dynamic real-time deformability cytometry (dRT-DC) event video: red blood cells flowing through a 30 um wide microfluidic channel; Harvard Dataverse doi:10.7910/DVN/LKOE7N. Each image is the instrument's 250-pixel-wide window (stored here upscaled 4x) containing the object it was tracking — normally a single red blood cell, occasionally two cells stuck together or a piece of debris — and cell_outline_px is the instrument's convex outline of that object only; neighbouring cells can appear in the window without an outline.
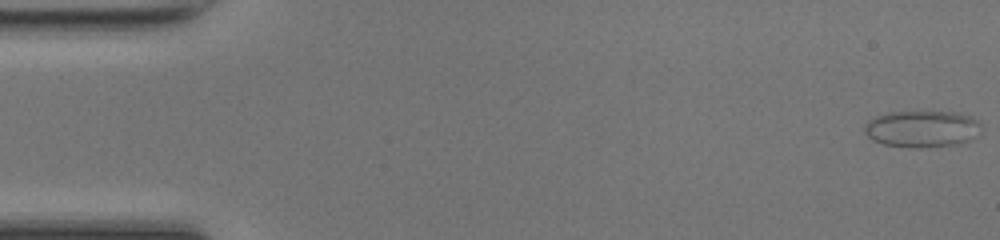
{"species": "common noctule bat (a hibernating species)", "species_latin": "Nyctalus noctula", "temperature_condition": "room temperature", "stored_images_in_passage": 48, "camera_frame_rate_fps": 3000, "um_per_image_px": 0.085, "animal": {"sex": "female", "body_mass_g": 17.0, "forearm_length_mm": 48.0}, "frame": {"image": 1, "passage_image": 1, "time_ms": 0.0, "image_size_px": [1000, 240], "cell_outline_px": [[980, 124], [976, 136], [968, 140], [956, 144], [916, 148], [884, 144], [872, 140], [864, 132], [864, 128], [868, 120], [876, 116], [888, 112], [956, 112], [972, 116]], "centroid_in_image_um": [78.34, 10.94], "position_along_channel_um": 6.7, "area_um2": 24.74}}
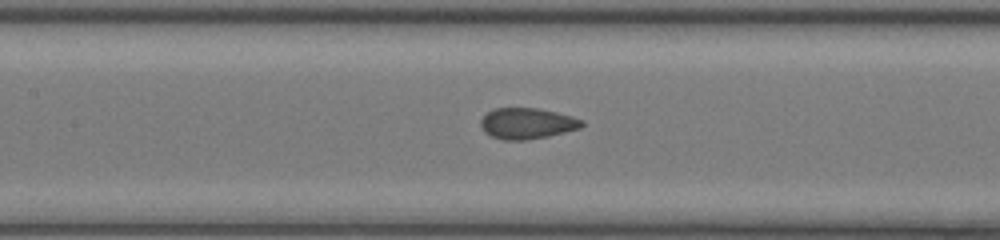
{"frame": {"image": 2, "passage_image": 22, "time_ms": 7.0, "image_size_px": [1000, 240], "cell_outline_px": [[584, 124], [580, 128], [548, 136], [524, 140], [504, 140], [492, 136], [484, 132], [480, 124], [480, 120], [488, 112], [496, 108], [536, 108], [556, 112], [572, 116], [584, 120]], "centroid_in_image_um": [44.8, 10.49], "position_along_channel_um": 162.6, "area_um2": 18.15}}
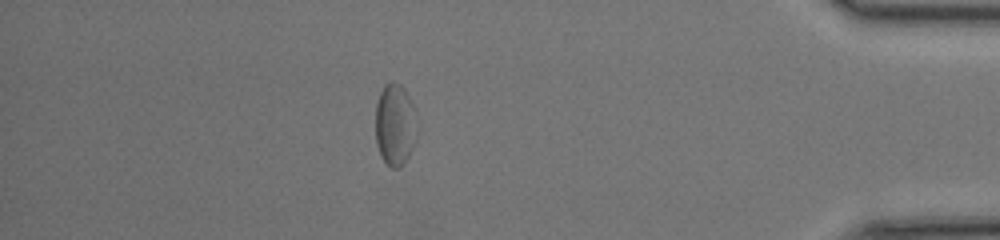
{"frame": {"image": 3, "passage_image": 42, "time_ms": 13.667, "image_size_px": [1000, 240], "cell_outline_px": [[416, 140], [404, 164], [400, 168], [392, 168], [380, 156], [376, 144], [376, 104], [380, 92], [384, 84], [392, 80], [400, 84], [404, 88], [412, 104], [416, 116]], "centroid_in_image_um": [33.57, 10.59], "position_along_channel_um": 401.6, "area_um2": 20.0}, "authors_computed_cell_mechanics": {"area_um2": 18.785, "velocity_mm_per_s": 4.2894, "shape_relaxation_time_tau1_ms": 5.2227, "shape_relaxation_time_tau2_ms": 1.0753, "deformation_change_tau1": 0.1238, "deformation_change_tau2": 0.0616}}